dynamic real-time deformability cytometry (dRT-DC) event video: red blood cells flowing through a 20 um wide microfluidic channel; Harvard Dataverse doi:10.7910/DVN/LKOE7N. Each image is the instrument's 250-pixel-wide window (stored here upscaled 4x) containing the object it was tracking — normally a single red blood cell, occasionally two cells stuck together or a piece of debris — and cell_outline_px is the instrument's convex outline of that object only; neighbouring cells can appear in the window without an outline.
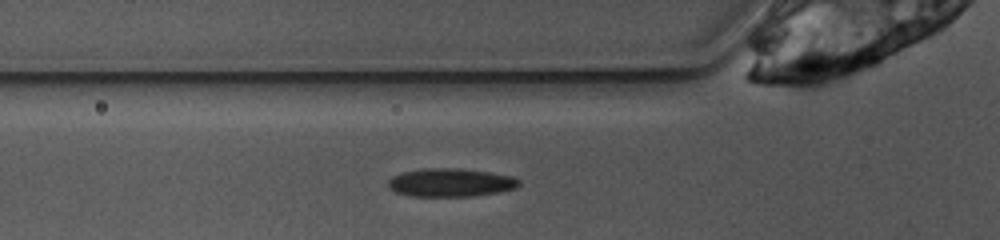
{"species": "common noctule bat (a hibernating species)", "species_latin": "Nyctalus noctula", "temperature_condition": "warm", "stored_images_in_passage": 26, "camera_frame_rate_fps": 3000, "um_per_image_px": 0.085, "animal": {"sex": "female", "body_mass_g": 10.0, "forearm_length_mm": 53.1}, "frame": {"image": 1, "passage_image": 3, "time_ms": 0.667, "image_size_px": [1000, 240], "cell_outline_px": [[520, 184], [516, 188], [496, 192], [472, 196], [412, 196], [396, 192], [388, 184], [388, 180], [392, 176], [400, 172], [424, 168], [460, 168], [488, 172], [512, 176], [520, 180]], "centroid_in_image_um": [38.29, 15.5], "position_along_channel_um": 87.5, "area_um2": 21.5}}
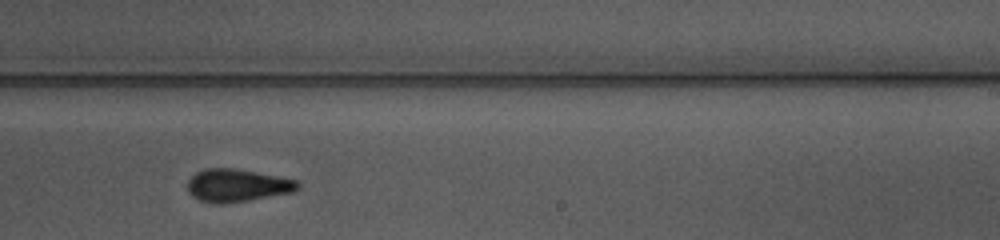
{"frame": {"image": 2, "passage_image": 17, "time_ms": 5.333, "image_size_px": [1000, 240], "cell_outline_px": [[300, 188], [292, 192], [248, 200], [224, 204], [212, 204], [200, 200], [192, 196], [188, 192], [188, 180], [196, 172], [204, 168], [232, 168], [256, 172], [300, 180]], "centroid_in_image_um": [20.16, 15.76], "position_along_channel_um": 268.8, "area_um2": 21.15}}
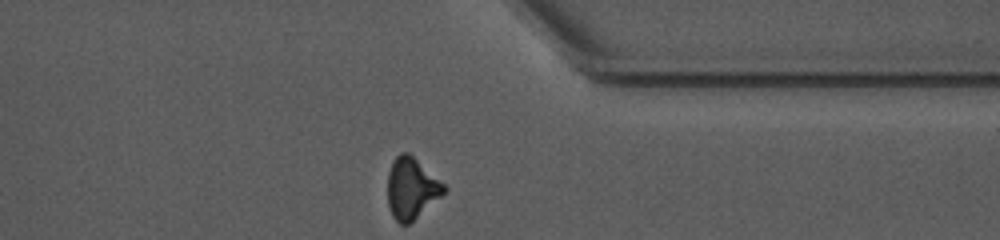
{"frame": {"image": 3, "passage_image": 26, "time_ms": 8.333, "image_size_px": [1000, 240], "cell_outline_px": [[448, 192], [408, 224], [400, 224], [392, 216], [388, 204], [388, 172], [396, 156], [400, 152], [408, 152], [444, 184], [448, 188]], "centroid_in_image_um": [35.0, 16.02], "position_along_channel_um": 376.4, "area_um2": 20.06}, "authors_computed_cell_mechanics": {"area_um2": 21.3571, "velocity_mm_per_s": 3.8617, "shape_relaxation_time_tau1_ms": 4.7201, "shape_relaxation_time_tau2_ms": 1.7964, "deformation_change_tau1": 0.1792, "deformation_change_tau2": 0.1003}}